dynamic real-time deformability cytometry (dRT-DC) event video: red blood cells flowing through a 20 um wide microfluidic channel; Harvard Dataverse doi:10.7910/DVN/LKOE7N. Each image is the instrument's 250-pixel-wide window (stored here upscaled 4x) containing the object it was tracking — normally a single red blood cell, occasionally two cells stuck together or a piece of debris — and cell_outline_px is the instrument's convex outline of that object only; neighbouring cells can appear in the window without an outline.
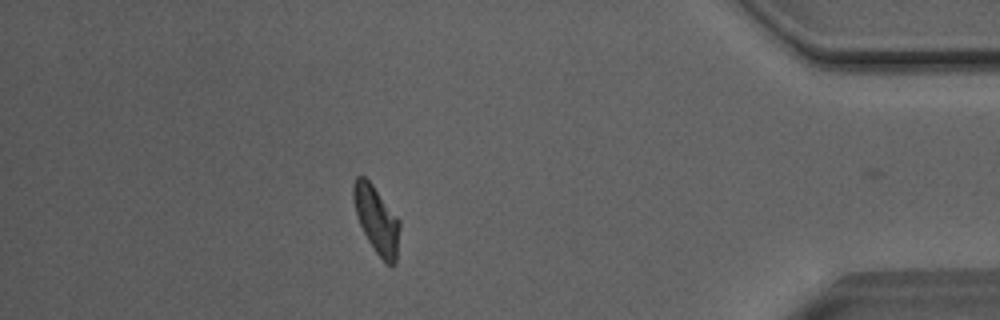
{"species": "Egyptian fruit bat (a non-hibernating species)", "species_latin": "Rousettus aegyptiacus", "temperature_condition": "room temperature", "stored_images_in_passage": 38, "camera_frame_rate_fps": 3000, "um_per_image_px": 0.085, "animal": {"sex": "male"}, "frame": {"image": 1, "passage_image": 37, "time_ms": 12.0, "image_size_px": [1000, 320], "cell_outline_px": [[400, 228], [396, 264], [392, 268], [384, 264], [368, 240], [360, 224], [356, 212], [352, 196], [352, 184], [356, 176], [364, 176], [372, 184], [400, 220]], "centroid_in_image_um": [32.03, 18.72], "position_along_channel_um": 403.2, "area_um2": 18.26}, "authors_computed_cell_mechanics": {"area_um2": 18.2937, "velocity_mm_per_s": 4.0296, "shape_relaxation_time_tau1_ms": 4.5009, "shape_relaxation_time_tau2_ms": 4.0711, "deformation_change_tau1": 0.1514, "deformation_change_tau2": 0.0844}}